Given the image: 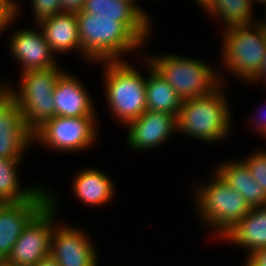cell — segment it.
Returning <instances> with one entry per match:
<instances>
[{
  "label": "cell",
  "instance_id": "2e32d148",
  "mask_svg": "<svg viewBox=\"0 0 266 266\" xmlns=\"http://www.w3.org/2000/svg\"><path fill=\"white\" fill-rule=\"evenodd\" d=\"M92 167L86 165L78 172L75 171L70 182L72 183L70 191L75 201L77 199L87 208L108 207L109 204H113V200L116 201L115 197L118 192L114 178L109 177L110 174L106 171Z\"/></svg>",
  "mask_w": 266,
  "mask_h": 266
},
{
  "label": "cell",
  "instance_id": "9a60e30c",
  "mask_svg": "<svg viewBox=\"0 0 266 266\" xmlns=\"http://www.w3.org/2000/svg\"><path fill=\"white\" fill-rule=\"evenodd\" d=\"M65 70L53 90L55 116H98L91 91L79 76Z\"/></svg>",
  "mask_w": 266,
  "mask_h": 266
},
{
  "label": "cell",
  "instance_id": "52a82bcc",
  "mask_svg": "<svg viewBox=\"0 0 266 266\" xmlns=\"http://www.w3.org/2000/svg\"><path fill=\"white\" fill-rule=\"evenodd\" d=\"M65 70L59 64L54 68L19 73L16 83L4 81L6 92L19 104L24 122L32 132L55 117L53 90Z\"/></svg>",
  "mask_w": 266,
  "mask_h": 266
},
{
  "label": "cell",
  "instance_id": "1f68e13d",
  "mask_svg": "<svg viewBox=\"0 0 266 266\" xmlns=\"http://www.w3.org/2000/svg\"><path fill=\"white\" fill-rule=\"evenodd\" d=\"M2 3H6L8 5H11L12 7H14L17 10V18L20 17V15L22 16V12L24 8L23 7V2L19 1V0H0ZM22 4V5H21Z\"/></svg>",
  "mask_w": 266,
  "mask_h": 266
},
{
  "label": "cell",
  "instance_id": "f546056e",
  "mask_svg": "<svg viewBox=\"0 0 266 266\" xmlns=\"http://www.w3.org/2000/svg\"><path fill=\"white\" fill-rule=\"evenodd\" d=\"M248 84H249V87L250 86L253 87L256 84H259L258 86L260 87V84H261V86L263 85L262 87L264 88V90H266V87H264L266 86V54L261 63L259 73Z\"/></svg>",
  "mask_w": 266,
  "mask_h": 266
},
{
  "label": "cell",
  "instance_id": "ba28073f",
  "mask_svg": "<svg viewBox=\"0 0 266 266\" xmlns=\"http://www.w3.org/2000/svg\"><path fill=\"white\" fill-rule=\"evenodd\" d=\"M99 116L61 117L46 120L33 132V148L68 155L81 153L100 143ZM99 124V126H98ZM39 146V147H38Z\"/></svg>",
  "mask_w": 266,
  "mask_h": 266
},
{
  "label": "cell",
  "instance_id": "7c38bea8",
  "mask_svg": "<svg viewBox=\"0 0 266 266\" xmlns=\"http://www.w3.org/2000/svg\"><path fill=\"white\" fill-rule=\"evenodd\" d=\"M124 129L127 130L124 139L128 150L148 152L158 149L177 135V121L175 115L147 110Z\"/></svg>",
  "mask_w": 266,
  "mask_h": 266
},
{
  "label": "cell",
  "instance_id": "6da1fadb",
  "mask_svg": "<svg viewBox=\"0 0 266 266\" xmlns=\"http://www.w3.org/2000/svg\"><path fill=\"white\" fill-rule=\"evenodd\" d=\"M136 61H104L91 65L101 67L103 101L106 102L110 118L123 128L147 111V58L142 55Z\"/></svg>",
  "mask_w": 266,
  "mask_h": 266
},
{
  "label": "cell",
  "instance_id": "484cf974",
  "mask_svg": "<svg viewBox=\"0 0 266 266\" xmlns=\"http://www.w3.org/2000/svg\"><path fill=\"white\" fill-rule=\"evenodd\" d=\"M260 106H258L260 109L257 110L256 114H253L250 117H246L247 119H246V122H244V124L247 125V129H246L247 131H248V128H251L249 130L250 131L252 130V132L254 133H258L257 135H259V137L264 142L266 140V102L264 105H260Z\"/></svg>",
  "mask_w": 266,
  "mask_h": 266
},
{
  "label": "cell",
  "instance_id": "603a6c76",
  "mask_svg": "<svg viewBox=\"0 0 266 266\" xmlns=\"http://www.w3.org/2000/svg\"><path fill=\"white\" fill-rule=\"evenodd\" d=\"M147 110L165 112L177 117L182 105V99L173 87L147 60L146 80Z\"/></svg>",
  "mask_w": 266,
  "mask_h": 266
},
{
  "label": "cell",
  "instance_id": "5bb4252c",
  "mask_svg": "<svg viewBox=\"0 0 266 266\" xmlns=\"http://www.w3.org/2000/svg\"><path fill=\"white\" fill-rule=\"evenodd\" d=\"M49 203L45 186L33 199L0 203V255L6 259L28 223Z\"/></svg>",
  "mask_w": 266,
  "mask_h": 266
},
{
  "label": "cell",
  "instance_id": "30bf717a",
  "mask_svg": "<svg viewBox=\"0 0 266 266\" xmlns=\"http://www.w3.org/2000/svg\"><path fill=\"white\" fill-rule=\"evenodd\" d=\"M60 221L51 237L50 256L59 266H99L100 252L89 230Z\"/></svg>",
  "mask_w": 266,
  "mask_h": 266
},
{
  "label": "cell",
  "instance_id": "8992f818",
  "mask_svg": "<svg viewBox=\"0 0 266 266\" xmlns=\"http://www.w3.org/2000/svg\"><path fill=\"white\" fill-rule=\"evenodd\" d=\"M143 55L173 87L182 100L207 95L220 84L218 67L202 57L195 58L177 52H147ZM173 53V54H172ZM183 55V56H182Z\"/></svg>",
  "mask_w": 266,
  "mask_h": 266
},
{
  "label": "cell",
  "instance_id": "d6a6232c",
  "mask_svg": "<svg viewBox=\"0 0 266 266\" xmlns=\"http://www.w3.org/2000/svg\"><path fill=\"white\" fill-rule=\"evenodd\" d=\"M35 266H59L58 263L51 257L40 260Z\"/></svg>",
  "mask_w": 266,
  "mask_h": 266
},
{
  "label": "cell",
  "instance_id": "e0dca14e",
  "mask_svg": "<svg viewBox=\"0 0 266 266\" xmlns=\"http://www.w3.org/2000/svg\"><path fill=\"white\" fill-rule=\"evenodd\" d=\"M218 243L242 248L243 261L266 247V206L252 208Z\"/></svg>",
  "mask_w": 266,
  "mask_h": 266
},
{
  "label": "cell",
  "instance_id": "7402d4cb",
  "mask_svg": "<svg viewBox=\"0 0 266 266\" xmlns=\"http://www.w3.org/2000/svg\"><path fill=\"white\" fill-rule=\"evenodd\" d=\"M200 9L213 24L217 22V31L257 23L256 9L249 0H208Z\"/></svg>",
  "mask_w": 266,
  "mask_h": 266
},
{
  "label": "cell",
  "instance_id": "836d02e7",
  "mask_svg": "<svg viewBox=\"0 0 266 266\" xmlns=\"http://www.w3.org/2000/svg\"><path fill=\"white\" fill-rule=\"evenodd\" d=\"M263 12H265L264 17L261 19V17H257V24L262 29L264 35L266 36V5L263 7Z\"/></svg>",
  "mask_w": 266,
  "mask_h": 266
},
{
  "label": "cell",
  "instance_id": "8fae6325",
  "mask_svg": "<svg viewBox=\"0 0 266 266\" xmlns=\"http://www.w3.org/2000/svg\"><path fill=\"white\" fill-rule=\"evenodd\" d=\"M32 26L13 28L11 33H8V54L18 65V73L54 68L60 64L46 42L41 28L37 24Z\"/></svg>",
  "mask_w": 266,
  "mask_h": 266
},
{
  "label": "cell",
  "instance_id": "277c9868",
  "mask_svg": "<svg viewBox=\"0 0 266 266\" xmlns=\"http://www.w3.org/2000/svg\"><path fill=\"white\" fill-rule=\"evenodd\" d=\"M76 18L81 42L80 59L88 61V65L136 60L144 54V44L117 17L96 16L80 11L76 13ZM128 56L131 58L128 59Z\"/></svg>",
  "mask_w": 266,
  "mask_h": 266
},
{
  "label": "cell",
  "instance_id": "d590c367",
  "mask_svg": "<svg viewBox=\"0 0 266 266\" xmlns=\"http://www.w3.org/2000/svg\"><path fill=\"white\" fill-rule=\"evenodd\" d=\"M4 77H2L1 78V76H0V95L3 93V92H5L6 90V85H5V83H4V79H3Z\"/></svg>",
  "mask_w": 266,
  "mask_h": 266
},
{
  "label": "cell",
  "instance_id": "44dd1931",
  "mask_svg": "<svg viewBox=\"0 0 266 266\" xmlns=\"http://www.w3.org/2000/svg\"><path fill=\"white\" fill-rule=\"evenodd\" d=\"M24 162L25 159L0 158V203H19L33 199L46 186L41 180L40 183L23 186L21 170Z\"/></svg>",
  "mask_w": 266,
  "mask_h": 266
},
{
  "label": "cell",
  "instance_id": "d6986e66",
  "mask_svg": "<svg viewBox=\"0 0 266 266\" xmlns=\"http://www.w3.org/2000/svg\"><path fill=\"white\" fill-rule=\"evenodd\" d=\"M37 25L43 31L46 42L57 58L69 52L76 53L77 58L81 57L76 13L62 12L41 20Z\"/></svg>",
  "mask_w": 266,
  "mask_h": 266
},
{
  "label": "cell",
  "instance_id": "3957f363",
  "mask_svg": "<svg viewBox=\"0 0 266 266\" xmlns=\"http://www.w3.org/2000/svg\"><path fill=\"white\" fill-rule=\"evenodd\" d=\"M228 86L221 83L207 95L182 100L176 117L177 134L201 144L218 145L230 140L235 123Z\"/></svg>",
  "mask_w": 266,
  "mask_h": 266
},
{
  "label": "cell",
  "instance_id": "4dcf8cb0",
  "mask_svg": "<svg viewBox=\"0 0 266 266\" xmlns=\"http://www.w3.org/2000/svg\"><path fill=\"white\" fill-rule=\"evenodd\" d=\"M123 1L131 4L153 27L155 26L154 23L155 19L153 18L154 16L150 12H148V10L145 7H142V4H139V0H123Z\"/></svg>",
  "mask_w": 266,
  "mask_h": 266
},
{
  "label": "cell",
  "instance_id": "ffe728a7",
  "mask_svg": "<svg viewBox=\"0 0 266 266\" xmlns=\"http://www.w3.org/2000/svg\"><path fill=\"white\" fill-rule=\"evenodd\" d=\"M212 168L224 182L239 192L251 208L266 206V192L251 176L246 164L237 157L221 159Z\"/></svg>",
  "mask_w": 266,
  "mask_h": 266
},
{
  "label": "cell",
  "instance_id": "e575fe53",
  "mask_svg": "<svg viewBox=\"0 0 266 266\" xmlns=\"http://www.w3.org/2000/svg\"><path fill=\"white\" fill-rule=\"evenodd\" d=\"M250 4L256 8V6L258 7H261L262 8L266 5V0H249ZM261 5V6H260Z\"/></svg>",
  "mask_w": 266,
  "mask_h": 266
},
{
  "label": "cell",
  "instance_id": "5b68a950",
  "mask_svg": "<svg viewBox=\"0 0 266 266\" xmlns=\"http://www.w3.org/2000/svg\"><path fill=\"white\" fill-rule=\"evenodd\" d=\"M218 34L221 46L216 60L219 62L217 66L220 65L218 76L221 83L229 85L228 81L232 79L248 84L259 73L266 54V36L262 29L254 23L229 27Z\"/></svg>",
  "mask_w": 266,
  "mask_h": 266
},
{
  "label": "cell",
  "instance_id": "cb8c5ba5",
  "mask_svg": "<svg viewBox=\"0 0 266 266\" xmlns=\"http://www.w3.org/2000/svg\"><path fill=\"white\" fill-rule=\"evenodd\" d=\"M241 159L248 169L251 176L259 183L262 189L266 192V150L258 148L248 153L246 157Z\"/></svg>",
  "mask_w": 266,
  "mask_h": 266
},
{
  "label": "cell",
  "instance_id": "7a4b0ae2",
  "mask_svg": "<svg viewBox=\"0 0 266 266\" xmlns=\"http://www.w3.org/2000/svg\"><path fill=\"white\" fill-rule=\"evenodd\" d=\"M207 179H194L189 184L191 203L199 226L219 241L252 209L242 195L231 188L212 169ZM197 180V181H196Z\"/></svg>",
  "mask_w": 266,
  "mask_h": 266
},
{
  "label": "cell",
  "instance_id": "9c48e42d",
  "mask_svg": "<svg viewBox=\"0 0 266 266\" xmlns=\"http://www.w3.org/2000/svg\"><path fill=\"white\" fill-rule=\"evenodd\" d=\"M49 203L24 228L6 260L14 266H35L50 256L51 237L55 226L63 219L61 198L46 184ZM60 208V210H59Z\"/></svg>",
  "mask_w": 266,
  "mask_h": 266
},
{
  "label": "cell",
  "instance_id": "83f0119b",
  "mask_svg": "<svg viewBox=\"0 0 266 266\" xmlns=\"http://www.w3.org/2000/svg\"><path fill=\"white\" fill-rule=\"evenodd\" d=\"M242 266H266V247L247 257Z\"/></svg>",
  "mask_w": 266,
  "mask_h": 266
},
{
  "label": "cell",
  "instance_id": "4316f807",
  "mask_svg": "<svg viewBox=\"0 0 266 266\" xmlns=\"http://www.w3.org/2000/svg\"><path fill=\"white\" fill-rule=\"evenodd\" d=\"M17 19V10L14 7L6 3H0V39L4 34L6 37L11 31L10 29L14 27Z\"/></svg>",
  "mask_w": 266,
  "mask_h": 266
},
{
  "label": "cell",
  "instance_id": "f1b7e54d",
  "mask_svg": "<svg viewBox=\"0 0 266 266\" xmlns=\"http://www.w3.org/2000/svg\"><path fill=\"white\" fill-rule=\"evenodd\" d=\"M85 0H60L62 12L78 13L82 11Z\"/></svg>",
  "mask_w": 266,
  "mask_h": 266
},
{
  "label": "cell",
  "instance_id": "8d00e7d4",
  "mask_svg": "<svg viewBox=\"0 0 266 266\" xmlns=\"http://www.w3.org/2000/svg\"><path fill=\"white\" fill-rule=\"evenodd\" d=\"M0 266H14L11 263H9L6 259L0 260Z\"/></svg>",
  "mask_w": 266,
  "mask_h": 266
},
{
  "label": "cell",
  "instance_id": "ac0fdd59",
  "mask_svg": "<svg viewBox=\"0 0 266 266\" xmlns=\"http://www.w3.org/2000/svg\"><path fill=\"white\" fill-rule=\"evenodd\" d=\"M82 11L96 16L117 17L144 46L152 41L153 26L131 4L123 0H85Z\"/></svg>",
  "mask_w": 266,
  "mask_h": 266
},
{
  "label": "cell",
  "instance_id": "4fadbf2b",
  "mask_svg": "<svg viewBox=\"0 0 266 266\" xmlns=\"http://www.w3.org/2000/svg\"><path fill=\"white\" fill-rule=\"evenodd\" d=\"M33 132L26 126L19 104L5 91L0 95V158L27 159Z\"/></svg>",
  "mask_w": 266,
  "mask_h": 266
},
{
  "label": "cell",
  "instance_id": "d4e9b609",
  "mask_svg": "<svg viewBox=\"0 0 266 266\" xmlns=\"http://www.w3.org/2000/svg\"><path fill=\"white\" fill-rule=\"evenodd\" d=\"M30 6L31 19L33 23L37 24L41 20L52 17L53 15L62 13L60 0H28Z\"/></svg>",
  "mask_w": 266,
  "mask_h": 266
}]
</instances>
